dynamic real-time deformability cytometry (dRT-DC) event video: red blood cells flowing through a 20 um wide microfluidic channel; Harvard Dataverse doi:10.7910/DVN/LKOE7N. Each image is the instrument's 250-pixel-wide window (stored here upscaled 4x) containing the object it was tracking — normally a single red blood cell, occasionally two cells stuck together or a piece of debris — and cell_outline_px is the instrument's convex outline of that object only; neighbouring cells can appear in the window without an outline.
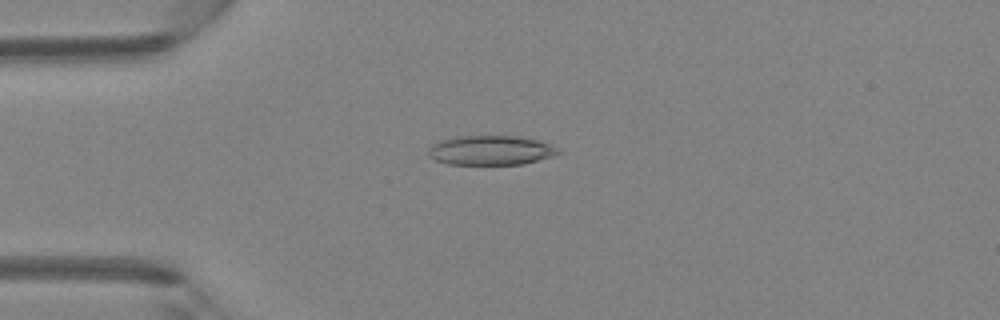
{"species": "Egyptian fruit bat (a non-hibernating species)", "species_latin": "Rousettus aegyptiacus", "temperature_condition": "room temperature", "stored_images_in_passage": 47, "camera_frame_rate_fps": 3000, "um_per_image_px": 0.085, "animal": {"sex": "female"}, "frame": {"image": 1, "passage_image": 12, "time_ms": 3.667, "image_size_px": [1000, 320], "cell_outline_px": [[560, 152], [552, 156], [520, 164], [448, 164], [436, 160], [428, 156], [428, 148], [432, 144], [440, 140], [456, 136], [520, 136], [536, 140], [560, 148]], "centroid_in_image_um": [41.67, 12.77], "position_along_channel_um": 43.3, "area_um2": 22.2}}
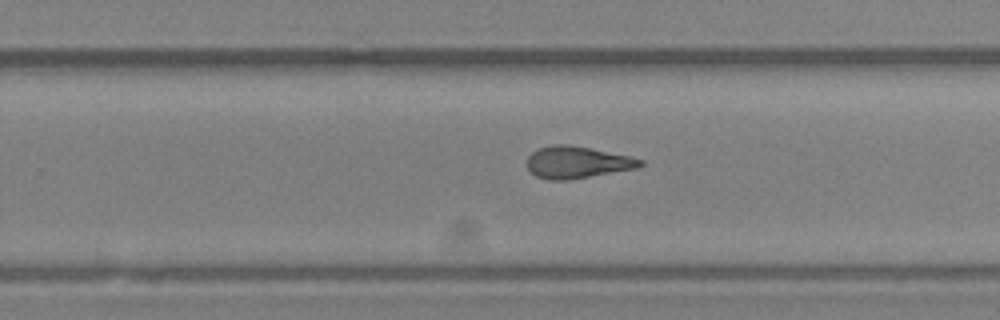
{"frame": {"image": 2, "passage_image": 30, "time_ms": 9.667, "image_size_px": [1000, 320], "cell_outline_px": [[644, 164], [636, 168], [568, 180], [548, 180], [536, 176], [524, 164], [528, 156], [532, 152], [540, 148], [552, 144], [568, 144], [628, 156], [644, 160]], "centroid_in_image_um": [49.0, 13.8], "position_along_channel_um": 280.8, "area_um2": 20.92}}
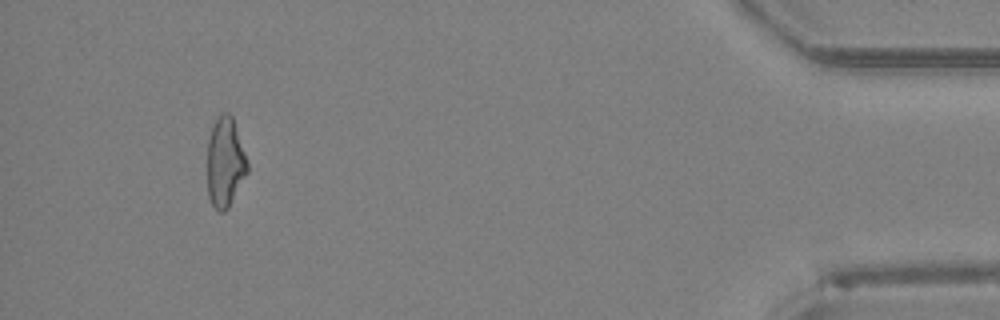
{"frame": {"image": 3, "passage_image": 44, "time_ms": 14.333, "image_size_px": [1000, 320], "cell_outline_px": [[248, 172], [228, 208], [224, 212], [220, 212], [212, 204], [208, 196], [208, 140], [212, 128], [220, 112], [228, 112], [232, 116], [248, 160]], "centroid_in_image_um": [19.15, 13.79], "position_along_channel_um": 416.0, "area_um2": 20.92}, "authors_computed_cell_mechanics": {"area_um2": 21.6172, "velocity_mm_per_s": 4.3251, "shape_relaxation_time_tau1_ms": 3.806, "shape_relaxation_time_tau2_ms": 2.0197, "deformation_change_tau1": 0.1645, "deformation_change_tau2": 0.1192}}